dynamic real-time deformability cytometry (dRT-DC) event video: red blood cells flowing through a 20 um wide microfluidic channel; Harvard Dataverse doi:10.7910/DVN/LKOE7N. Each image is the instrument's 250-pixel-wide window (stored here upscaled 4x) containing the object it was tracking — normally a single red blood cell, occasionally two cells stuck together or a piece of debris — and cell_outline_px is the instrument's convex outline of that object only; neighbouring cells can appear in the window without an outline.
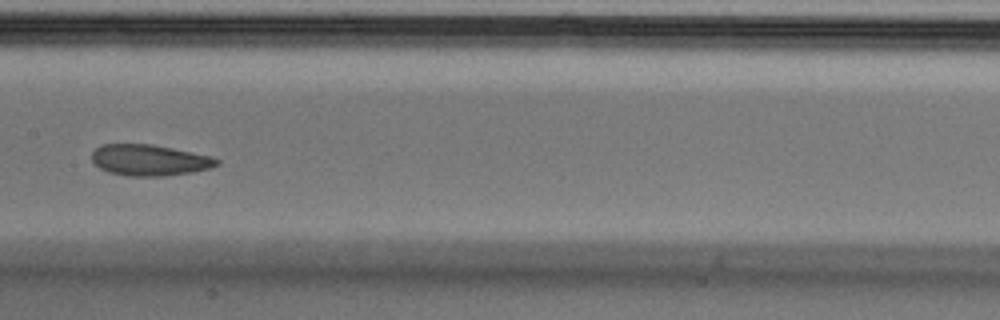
{"species": "Egyptian fruit bat (a non-hibernating species)", "species_latin": "Rousettus aegyptiacus", "temperature_condition": "cold", "stored_images_in_passage": 6, "camera_frame_rate_fps": 3000, "um_per_image_px": 0.085, "animal": {"sex": "male"}, "frame": {"image": 1, "passage_image": 6, "time_ms": 1.667, "image_size_px": [1000, 320], "cell_outline_px": [[220, 164], [212, 168], [192, 172], [164, 176], [128, 176], [108, 172], [100, 168], [92, 160], [92, 152], [100, 144], [152, 144], [212, 156], [220, 160]], "centroid_in_image_um": [12.73, 13.61], "position_along_channel_um": 194.7, "area_um2": 22.77}}